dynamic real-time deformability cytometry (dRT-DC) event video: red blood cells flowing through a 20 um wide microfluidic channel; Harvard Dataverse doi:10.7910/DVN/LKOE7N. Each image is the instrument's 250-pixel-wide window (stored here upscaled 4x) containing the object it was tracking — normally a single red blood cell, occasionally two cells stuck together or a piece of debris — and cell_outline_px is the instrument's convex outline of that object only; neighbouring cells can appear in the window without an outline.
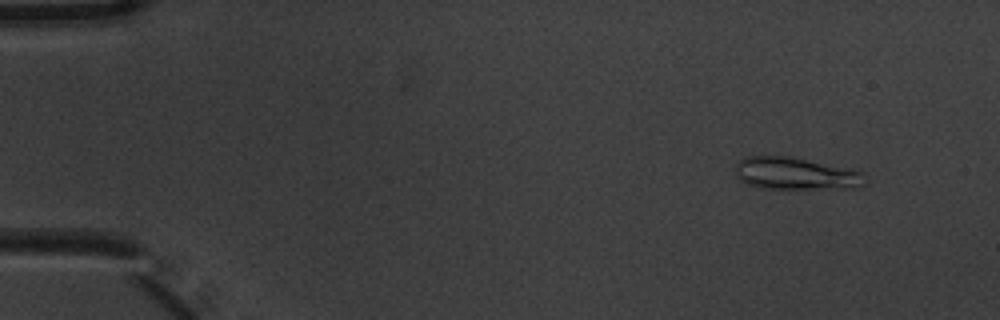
{"species": "common noctule bat (a hibernating species)", "species_latin": "Nyctalus noctula", "temperature_condition": "warm", "stored_images_in_passage": 4, "camera_frame_rate_fps": 3000, "um_per_image_px": 0.085, "animal": {"sex": "male", "body_mass_g": 20.1, "forearm_length_mm": 53.5}, "frame": {"image": 1, "passage_image": 1, "time_ms": 0.0, "image_size_px": [1000, 320], "cell_outline_px": [[868, 184], [860, 188], [760, 188], [748, 184], [740, 180], [736, 176], [736, 164], [744, 156], [792, 156], [852, 168], [864, 172], [868, 180]], "centroid_in_image_um": [67.73, 14.74], "position_along_channel_um": 17.3, "area_um2": 24.97}}